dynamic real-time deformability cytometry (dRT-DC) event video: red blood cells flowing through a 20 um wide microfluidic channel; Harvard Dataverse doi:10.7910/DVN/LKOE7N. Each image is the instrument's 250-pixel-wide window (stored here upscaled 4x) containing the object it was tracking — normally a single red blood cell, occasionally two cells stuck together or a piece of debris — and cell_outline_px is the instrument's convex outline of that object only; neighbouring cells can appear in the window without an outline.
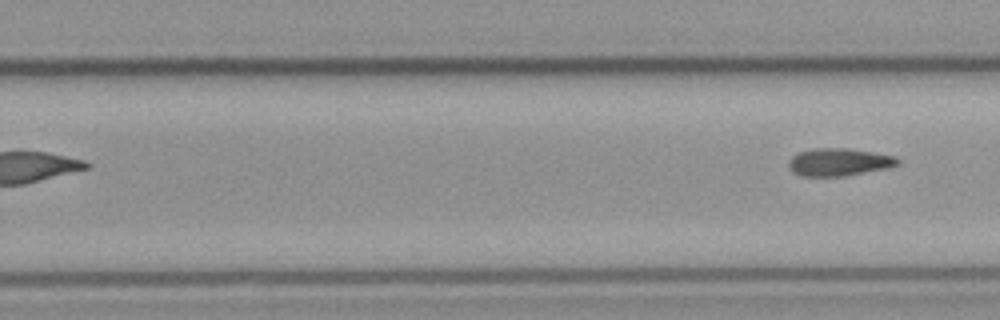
{"species": "common noctule bat (a hibernating species)", "species_latin": "Nyctalus noctula", "temperature_condition": "cold", "stored_images_in_passage": 7, "segment_of_instrument_passage": [2, 2], "camera_frame_rate_fps": 3000, "um_per_image_px": 0.085, "animal": {"sex": "male", "body_mass_g": 23.1, "forearm_length_mm": 52.7}, "frame": {"image": 1, "passage_image": 7, "time_ms": 7.0, "image_size_px": [1000, 320], "cell_outline_px": [[900, 164], [888, 168], [844, 176], [800, 176], [792, 172], [788, 164], [788, 160], [792, 156], [800, 152], [816, 148], [848, 148], [896, 156], [900, 160]], "centroid_in_image_um": [71.32, 13.78], "position_along_channel_um": 258.5, "area_um2": 17.63}}